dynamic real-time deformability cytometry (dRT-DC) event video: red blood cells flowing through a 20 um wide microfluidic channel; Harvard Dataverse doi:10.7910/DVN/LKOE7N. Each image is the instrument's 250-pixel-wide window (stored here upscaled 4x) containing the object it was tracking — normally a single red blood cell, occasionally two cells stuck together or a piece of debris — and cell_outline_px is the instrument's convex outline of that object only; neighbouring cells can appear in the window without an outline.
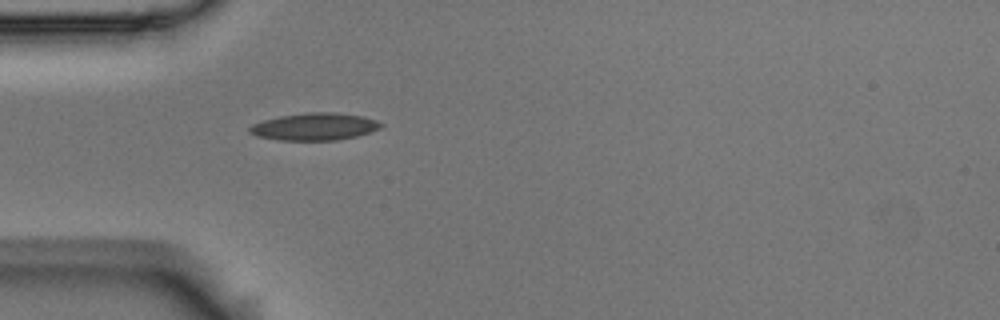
{"species": "Egyptian fruit bat (a non-hibernating species)", "species_latin": "Rousettus aegyptiacus", "temperature_condition": "room temperature", "stored_images_in_passage": 36, "camera_frame_rate_fps": 3000, "um_per_image_px": 0.085, "animal": {"sex": "male"}, "frame": {"image": 1, "passage_image": 1, "time_ms": 0.0, "image_size_px": [1000, 320], "cell_outline_px": [[384, 124], [380, 128], [356, 136], [336, 140], [280, 140], [256, 136], [248, 132], [248, 128], [252, 124], [264, 120], [280, 116], [308, 112], [336, 112], [364, 116], [376, 120]], "centroid_in_image_um": [26.73, 10.76], "position_along_channel_um": 58.3, "area_um2": 20.87}}
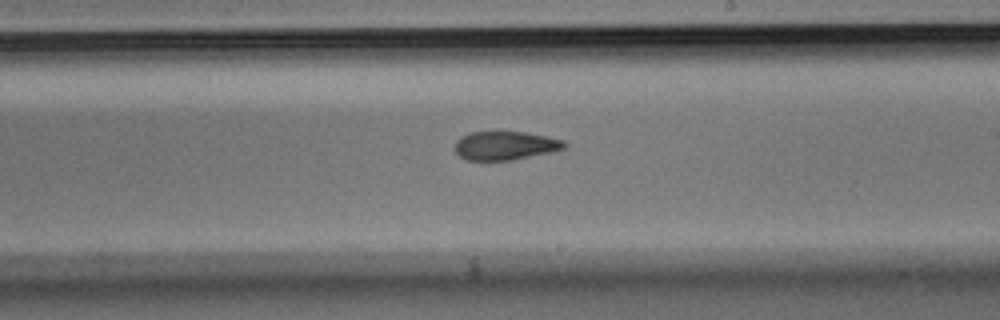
{"frame": {"image": 2, "passage_image": 17, "time_ms": 5.333, "image_size_px": [1000, 320], "cell_outline_px": [[568, 144], [564, 148], [552, 152], [512, 160], [468, 160], [460, 156], [456, 152], [456, 140], [460, 136], [472, 132], [496, 128], [524, 132], [548, 136], [564, 140]], "centroid_in_image_um": [42.95, 12.32], "position_along_channel_um": 246.1, "area_um2": 19.02}}
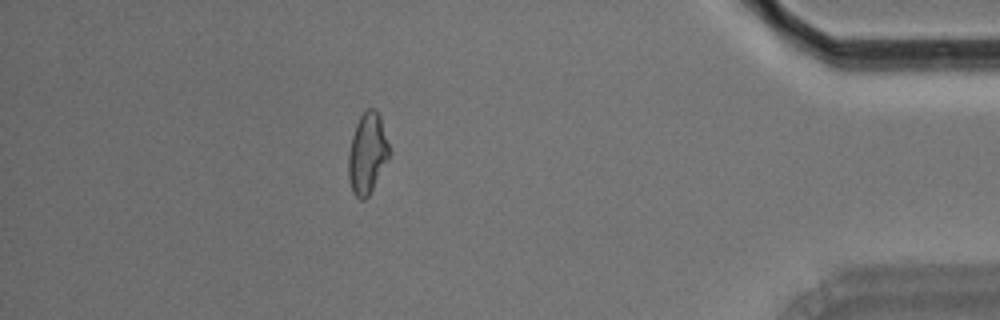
{"frame": {"image": 3, "passage_image": 34, "time_ms": 11.0, "image_size_px": [1000, 320], "cell_outline_px": [[388, 160], [368, 196], [364, 200], [360, 200], [352, 192], [348, 176], [348, 152], [352, 136], [356, 124], [360, 116], [368, 108], [376, 108], [380, 116], [388, 144]], "centroid_in_image_um": [31.2, 13.04], "position_along_channel_um": 404.0, "area_um2": 19.02}, "authors_computed_cell_mechanics": {"area_um2": 19.3341, "velocity_mm_per_s": 3.569, "shape_relaxation_time_tau1_ms": 5.3841, "shape_relaxation_time_tau2_ms": 3.6094, "deformation_change_tau1": 0.1577, "deformation_change_tau2": 0.1128}}